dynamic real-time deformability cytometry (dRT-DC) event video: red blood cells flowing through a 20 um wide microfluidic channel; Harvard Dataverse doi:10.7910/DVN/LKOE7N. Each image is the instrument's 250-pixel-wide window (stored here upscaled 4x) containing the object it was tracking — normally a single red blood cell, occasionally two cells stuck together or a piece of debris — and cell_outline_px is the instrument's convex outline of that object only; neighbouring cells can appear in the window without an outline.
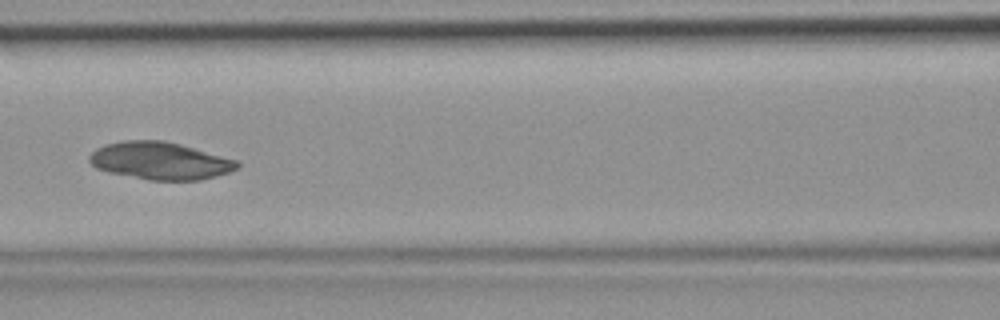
{"species": "common noctule bat (a hibernating species)", "species_latin": "Nyctalus noctula", "temperature_condition": "room temperature", "stored_images_in_passage": 46, "camera_frame_rate_fps": 3000, "um_per_image_px": 0.085, "animal": {"sex": "female", "body_mass_g": 19.9}, "frame": {"image": 1, "passage_image": 20, "time_ms": 6.333, "image_size_px": [1000, 320], "cell_outline_px": [[240, 164], [236, 168], [228, 172], [216, 176], [200, 180], [148, 180], [108, 172], [96, 168], [88, 160], [88, 156], [96, 148], [104, 144], [124, 140], [164, 140], [180, 144], [236, 160]], "centroid_in_image_um": [13.56, 13.66], "position_along_channel_um": 153.0, "area_um2": 32.19}}
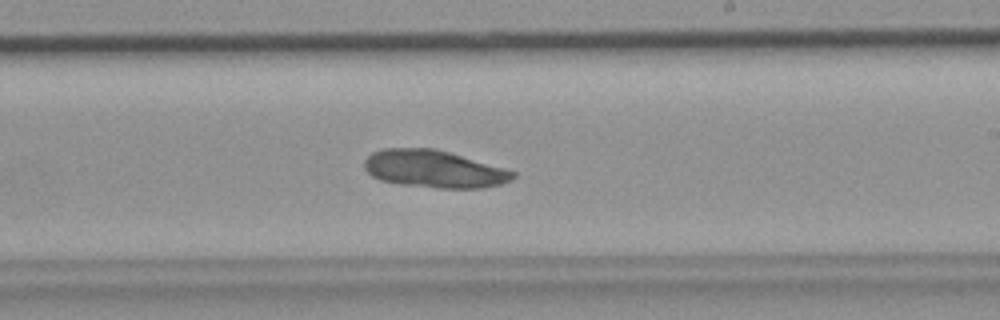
{"frame": {"image": 2, "passage_image": 27, "time_ms": 8.667, "image_size_px": [1000, 320], "cell_outline_px": [[516, 176], [512, 180], [500, 184], [484, 188], [440, 188], [400, 184], [380, 180], [372, 176], [364, 168], [364, 160], [372, 152], [384, 148], [436, 148], [504, 168], [516, 172]], "centroid_in_image_um": [36.88, 14.36], "position_along_channel_um": 252.1, "area_um2": 32.48}}
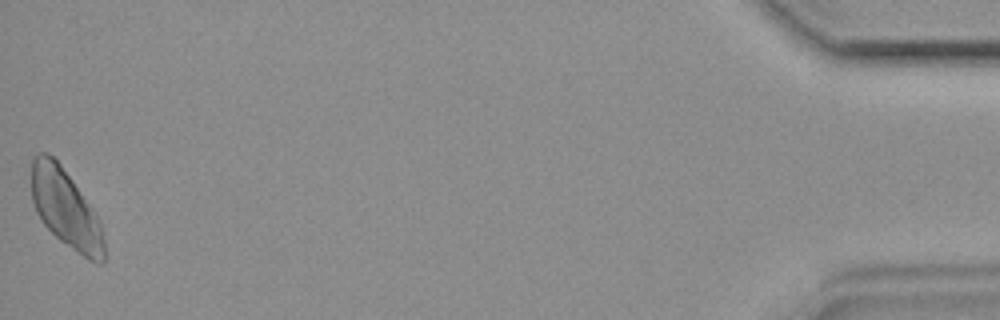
{"frame": {"image": 3, "passage_image": 46, "time_ms": 15.0, "image_size_px": [1000, 320], "cell_outline_px": [[104, 264], [96, 264], [88, 260], [60, 240], [40, 220], [36, 212], [32, 200], [32, 156], [40, 152], [48, 152], [60, 164], [72, 180], [100, 220], [104, 240]], "centroid_in_image_um": [5.58, 17.75], "position_along_channel_um": 429.6, "area_um2": 33.0}}